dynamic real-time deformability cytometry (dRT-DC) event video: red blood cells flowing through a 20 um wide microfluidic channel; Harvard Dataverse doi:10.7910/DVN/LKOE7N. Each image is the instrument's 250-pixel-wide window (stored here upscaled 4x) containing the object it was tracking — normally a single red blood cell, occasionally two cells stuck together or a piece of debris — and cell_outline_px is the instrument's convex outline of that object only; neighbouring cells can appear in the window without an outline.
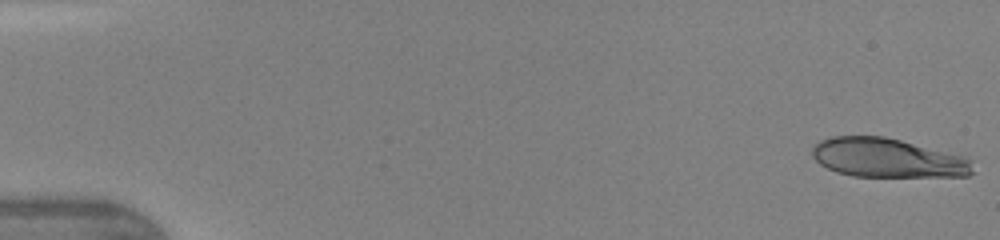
{"species": "human", "species_latin": "Homo sapiens", "temperature_condition": "warm", "stored_images_in_passage": 46, "camera_frame_rate_fps": 3000, "um_per_image_px": 0.085, "donor": {"sex": "female"}, "frame": {"image": 1, "passage_image": 1, "time_ms": 0.0, "image_size_px": [1000, 240], "cell_outline_px": [[972, 172], [968, 176], [852, 176], [836, 172], [820, 164], [812, 156], [812, 148], [820, 140], [832, 136], [884, 136], [964, 156], [972, 160]], "centroid_in_image_um": [75.42, 13.42], "position_along_channel_um": 9.6, "area_um2": 36.41}}
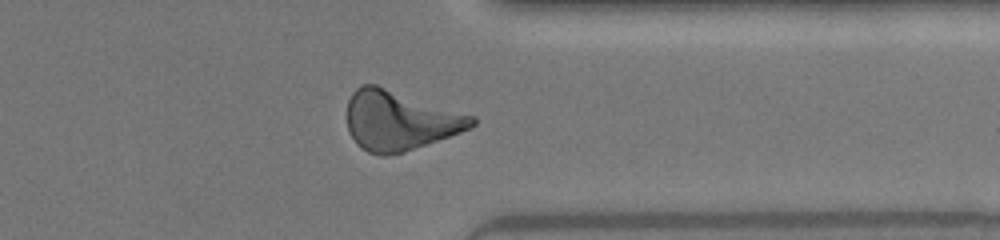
{"frame": {"image": 2, "passage_image": 37, "time_ms": 12.0, "image_size_px": [1000, 240], "cell_outline_px": [[476, 124], [472, 128], [404, 152], [388, 156], [380, 156], [368, 152], [356, 144], [348, 132], [348, 100], [352, 92], [356, 88], [364, 84], [376, 84], [476, 116]], "centroid_in_image_um": [33.98, 10.24], "position_along_channel_um": 377.4, "area_um2": 43.52}}
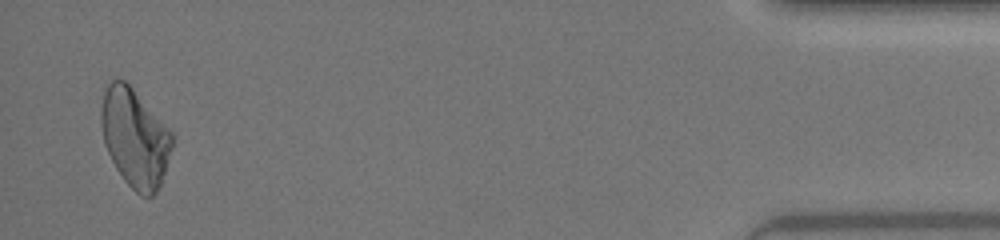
{"frame": {"image": 3, "passage_image": 45, "time_ms": 14.667, "image_size_px": [1000, 240], "cell_outline_px": [[172, 148], [160, 184], [156, 192], [152, 196], [140, 196], [124, 180], [116, 168], [104, 144], [100, 124], [100, 108], [104, 92], [108, 84], [112, 80], [124, 80], [132, 88], [172, 132]], "centroid_in_image_um": [11.44, 11.72], "position_along_channel_um": 423.8, "area_um2": 40.23}, "authors_computed_cell_mechanics": {"area_um2": 40.3733, "velocity_mm_per_s": 4.3672, "shape_relaxation_time_tau1_ms": null, "shape_relaxation_time_tau2_ms": 2.479, "deformation_change_tau1": null, "deformation_change_tau2": 0.1422}}